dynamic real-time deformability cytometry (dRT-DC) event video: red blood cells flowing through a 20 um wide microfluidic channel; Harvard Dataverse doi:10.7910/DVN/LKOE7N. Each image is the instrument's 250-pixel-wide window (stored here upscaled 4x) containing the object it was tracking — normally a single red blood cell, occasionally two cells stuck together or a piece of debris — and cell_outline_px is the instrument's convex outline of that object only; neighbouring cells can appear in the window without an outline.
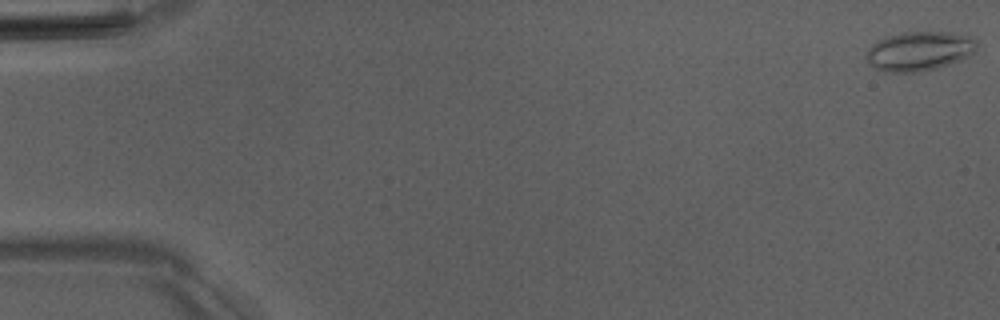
{"species": "Egyptian fruit bat (a non-hibernating species)", "species_latin": "Rousettus aegyptiacus", "temperature_condition": "room temperature", "stored_images_in_passage": 9, "camera_frame_rate_fps": 3000, "um_per_image_px": 0.085, "animal": {"sex": "male"}, "frame": {"image": 1, "passage_image": 1, "time_ms": 0.0, "image_size_px": [1000, 320], "cell_outline_px": [[976, 52], [960, 60], [936, 68], [916, 72], [884, 72], [868, 64], [864, 60], [864, 56], [868, 48], [876, 40], [900, 32], [952, 32], [972, 36], [976, 40]], "centroid_in_image_um": [78.1, 4.33], "position_along_channel_um": 6.9, "area_um2": 25.66}}